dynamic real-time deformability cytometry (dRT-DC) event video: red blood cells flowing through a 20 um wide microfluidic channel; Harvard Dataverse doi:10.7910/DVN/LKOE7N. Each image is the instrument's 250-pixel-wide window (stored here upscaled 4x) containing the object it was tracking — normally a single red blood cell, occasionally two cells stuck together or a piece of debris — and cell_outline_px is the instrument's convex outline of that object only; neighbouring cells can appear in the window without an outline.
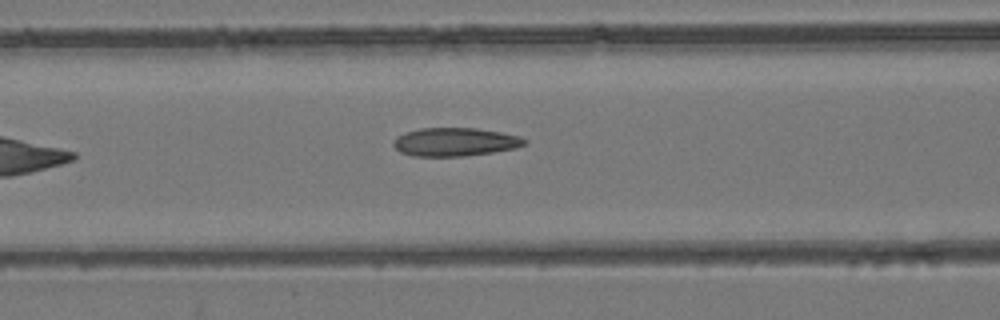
{"species": "common noctule bat (a hibernating species)", "species_latin": "Nyctalus noctula", "temperature_condition": "room temperature", "stored_images_in_passage": 7, "camera_frame_rate_fps": 3000, "um_per_image_px": 0.085, "animal": {"sex": "female", "body_mass_g": 24.6, "forearm_length_mm": 56.2}, "frame": {"image": 1, "passage_image": 7, "time_ms": 7.667, "image_size_px": [1000, 320], "cell_outline_px": [[528, 144], [516, 148], [492, 152], [464, 156], [412, 156], [400, 152], [392, 144], [392, 140], [396, 136], [404, 132], [420, 128], [476, 128], [500, 132], [520, 136], [528, 140]], "centroid_in_image_um": [38.67, 12.06], "position_along_channel_um": 127.9, "area_um2": 21.91}}